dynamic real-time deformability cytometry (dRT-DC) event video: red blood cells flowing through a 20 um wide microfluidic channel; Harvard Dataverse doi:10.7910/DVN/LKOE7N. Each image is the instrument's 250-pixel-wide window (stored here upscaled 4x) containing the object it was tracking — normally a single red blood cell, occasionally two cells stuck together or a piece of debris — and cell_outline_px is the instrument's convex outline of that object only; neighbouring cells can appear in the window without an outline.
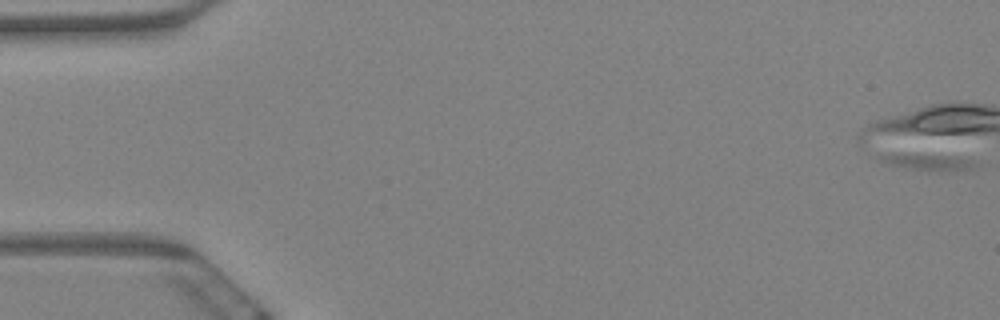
{"species": "Egyptian fruit bat (a non-hibernating species)", "species_latin": "Rousettus aegyptiacus", "temperature_condition": "warm", "stored_images_in_passage": 6, "segment_of_instrument_passage": [1, 2], "camera_frame_rate_fps": 3000, "um_per_image_px": 0.085, "animal": {"sex": "female"}, "frame": {"image": 1, "passage_image": 1, "time_ms": 0.0, "image_size_px": [1000, 320], "cell_outline_px": [[980, 164], [972, 168], [940, 172], [928, 172], [900, 168], [880, 164], [868, 156], [896, 152], [956, 156], [976, 160]], "centroid_in_image_um": [78.61, 13.76], "position_along_channel_um": 6.4, "area_um2": 10.64}}